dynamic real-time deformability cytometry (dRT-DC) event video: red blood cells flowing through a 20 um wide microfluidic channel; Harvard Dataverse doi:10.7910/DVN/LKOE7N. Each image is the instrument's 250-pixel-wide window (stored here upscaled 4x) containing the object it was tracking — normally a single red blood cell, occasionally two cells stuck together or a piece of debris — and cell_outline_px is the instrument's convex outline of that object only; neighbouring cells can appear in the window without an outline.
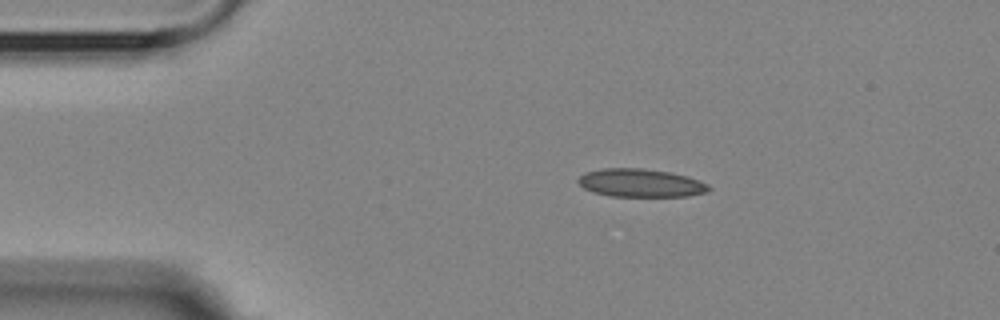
{"species": "Egyptian fruit bat (a non-hibernating species)", "species_latin": "Rousettus aegyptiacus", "temperature_condition": "room temperature", "stored_images_in_passage": 7, "camera_frame_rate_fps": 3000, "um_per_image_px": 0.085, "animal": {"sex": "female"}, "frame": {"image": 1, "passage_image": 1, "time_ms": 0.0, "image_size_px": [1000, 320], "cell_outline_px": [[712, 188], [708, 192], [688, 196], [612, 196], [592, 192], [584, 188], [576, 180], [584, 172], [604, 168], [640, 168], [668, 172], [684, 176], [708, 184]], "centroid_in_image_um": [54.42, 15.55], "position_along_channel_um": 30.6, "area_um2": 21.27}}
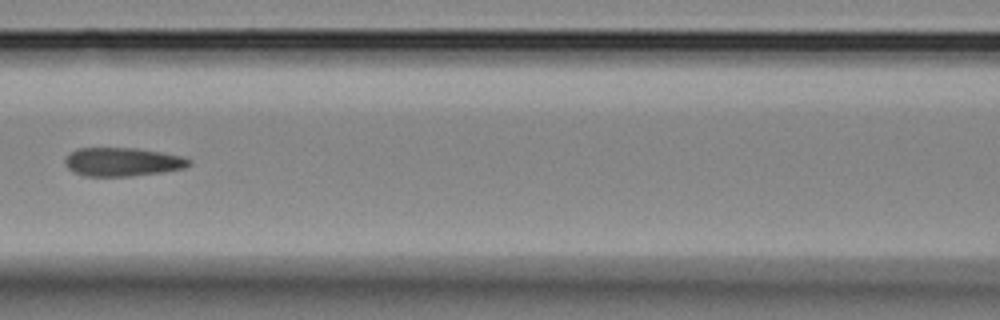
{"frame": {"image": 2, "passage_image": 4, "time_ms": 4.667, "image_size_px": [1000, 320], "cell_outline_px": [[192, 164], [184, 168], [160, 172], [128, 176], [84, 176], [68, 168], [64, 164], [64, 160], [76, 148], [136, 148], [160, 152], [180, 156], [192, 160]], "centroid_in_image_um": [10.41, 13.76], "position_along_channel_um": 156.2, "area_um2": 20.46}}
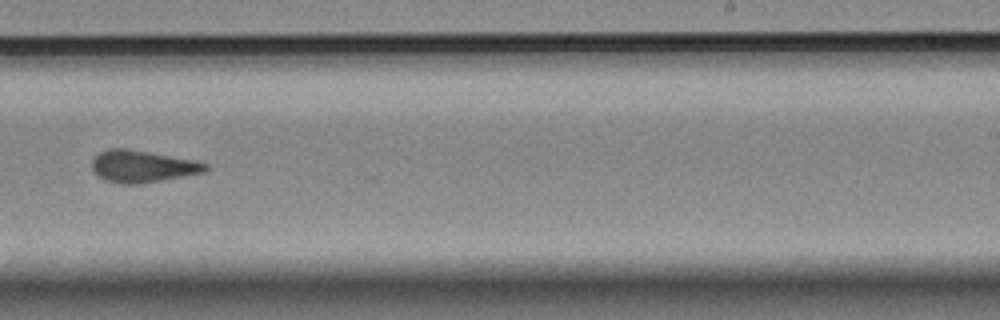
{"frame": {"image": 3, "passage_image": 7, "time_ms": 8.0, "image_size_px": [1000, 320], "cell_outline_px": [[208, 168], [204, 172], [160, 180], [136, 184], [120, 184], [104, 180], [92, 168], [92, 160], [100, 152], [108, 148], [128, 148], [196, 160], [208, 164]], "centroid_in_image_um": [12.1, 14.12], "position_along_channel_um": 276.9, "area_um2": 21.04}}